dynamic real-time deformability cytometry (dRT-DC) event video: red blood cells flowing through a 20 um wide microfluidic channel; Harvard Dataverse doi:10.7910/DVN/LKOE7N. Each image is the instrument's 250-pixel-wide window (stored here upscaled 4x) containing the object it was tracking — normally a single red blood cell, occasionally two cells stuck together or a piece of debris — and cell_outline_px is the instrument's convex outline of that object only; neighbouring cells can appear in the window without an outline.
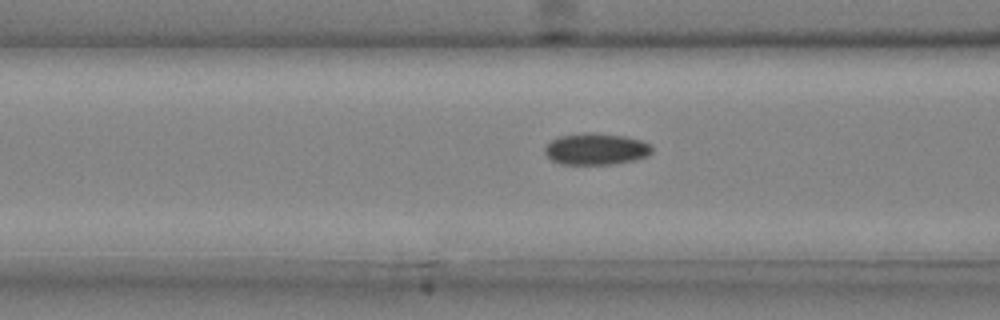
{"species": "common noctule bat (a hibernating species)", "species_latin": "Nyctalus noctula", "temperature_condition": "cold", "stored_images_in_passage": 27, "camera_frame_rate_fps": 3000, "um_per_image_px": 0.085, "animal": {"sex": "male", "body_mass_g": 20.4}, "frame": {"image": 1, "passage_image": 4, "time_ms": 1.0, "image_size_px": [1000, 320], "cell_outline_px": [[652, 152], [648, 156], [636, 160], [612, 164], [560, 164], [552, 160], [544, 152], [544, 148], [552, 140], [560, 136], [584, 132], [592, 132], [624, 136], [640, 140], [652, 144]], "centroid_in_image_um": [50.69, 12.66], "position_along_channel_um": 115.9, "area_um2": 19.83}}
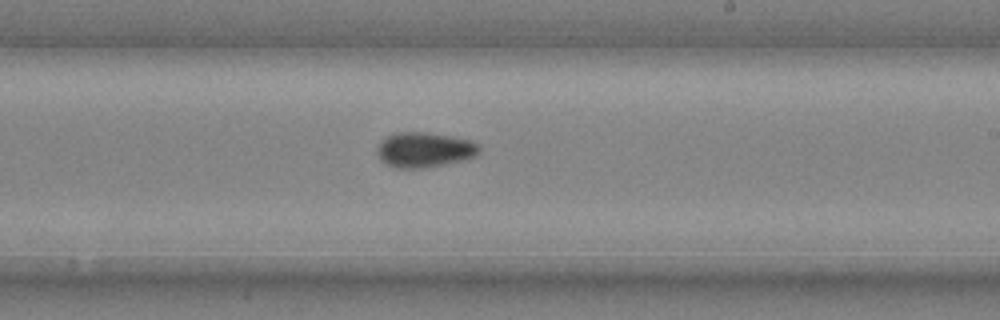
{"frame": {"image": 2, "passage_image": 13, "time_ms": 4.0, "image_size_px": [1000, 320], "cell_outline_px": [[480, 152], [476, 156], [444, 164], [420, 168], [396, 168], [380, 160], [376, 152], [380, 140], [392, 132], [424, 132], [452, 136], [468, 140], [480, 144]], "centroid_in_image_um": [36.04, 12.71], "position_along_channel_um": 253.0, "area_um2": 20.92}}
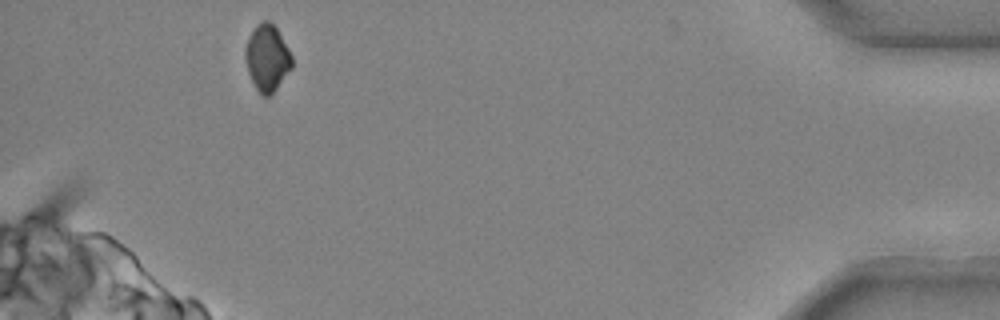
{"frame": {"image": 3, "passage_image": 27, "time_ms": 8.667, "image_size_px": [1000, 320], "cell_outline_px": [[292, 68], [276, 88], [268, 96], [260, 96], [248, 72], [244, 56], [244, 48], [248, 36], [256, 24], [264, 20], [268, 20], [276, 28], [288, 48], [292, 56]], "centroid_in_image_um": [22.68, 4.9], "position_along_channel_um": 412.5, "area_um2": 18.03}}